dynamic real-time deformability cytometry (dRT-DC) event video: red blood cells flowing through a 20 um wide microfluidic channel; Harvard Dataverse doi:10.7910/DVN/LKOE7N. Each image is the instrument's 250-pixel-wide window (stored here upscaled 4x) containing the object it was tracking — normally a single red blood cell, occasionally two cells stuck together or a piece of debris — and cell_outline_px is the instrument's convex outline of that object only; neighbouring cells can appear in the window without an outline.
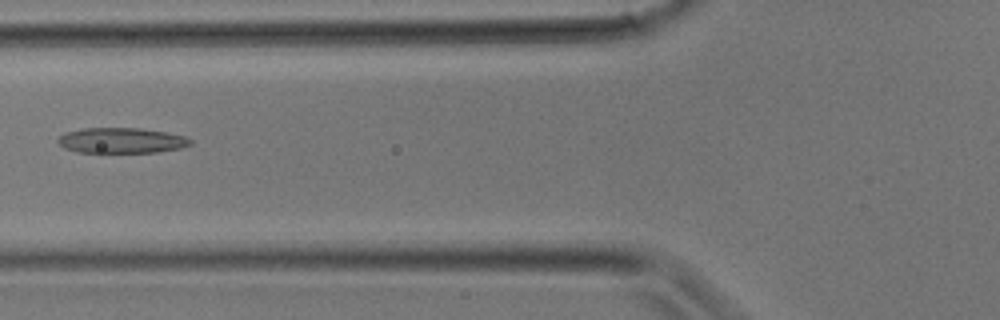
{"species": "common noctule bat (a hibernating species)", "species_latin": "Nyctalus noctula", "temperature_condition": "room temperature", "stored_images_in_passage": 11, "camera_frame_rate_fps": 3000, "um_per_image_px": 0.085, "animal": {"sex": "male", "body_mass_g": 17.9}, "frame": {"image": 1, "passage_image": 8, "time_ms": 2.333, "image_size_px": [1000, 320], "cell_outline_px": [[192, 144], [180, 148], [156, 152], [76, 152], [64, 148], [56, 140], [64, 132], [84, 128], [136, 128], [164, 132], [184, 136], [192, 140]], "centroid_in_image_um": [10.29, 11.94], "position_along_channel_um": 115.5, "area_um2": 19.48}}
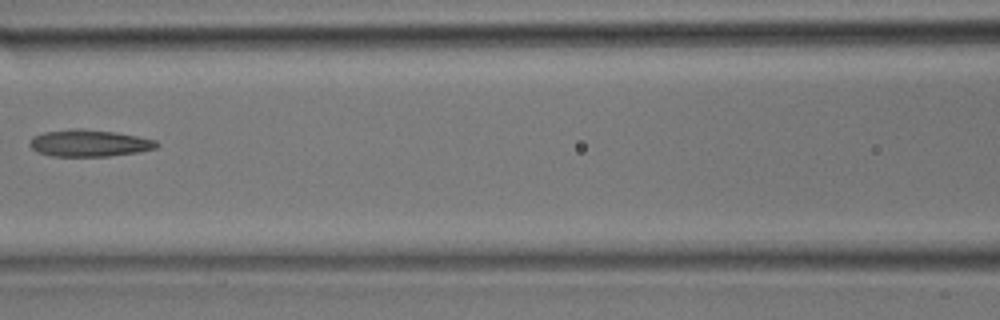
{"frame": {"image": 2, "passage_image": 10, "time_ms": 3.0, "image_size_px": [1000, 320], "cell_outline_px": [[160, 144], [156, 148], [136, 152], [108, 156], [52, 156], [36, 152], [28, 144], [32, 136], [44, 132], [72, 128], [80, 128], [112, 132], [136, 136], [156, 140]], "centroid_in_image_um": [7.53, 12.16], "position_along_channel_um": 159.1, "area_um2": 19.83}}